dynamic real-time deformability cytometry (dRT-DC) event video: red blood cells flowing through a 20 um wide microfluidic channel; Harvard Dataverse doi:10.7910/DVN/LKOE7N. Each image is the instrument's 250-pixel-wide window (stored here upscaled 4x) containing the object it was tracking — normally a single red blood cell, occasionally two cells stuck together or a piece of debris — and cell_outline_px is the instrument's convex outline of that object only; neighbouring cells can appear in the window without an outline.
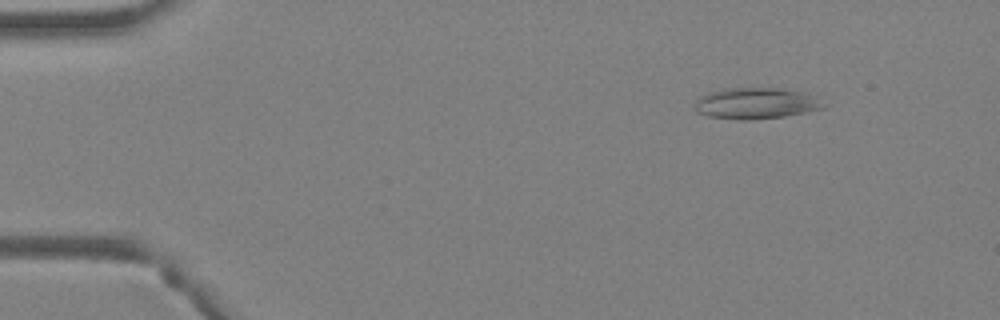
{"species": "Egyptian fruit bat (a non-hibernating species)", "species_latin": "Rousettus aegyptiacus", "temperature_condition": "warm", "stored_images_in_passage": 45, "camera_frame_rate_fps": 3000, "um_per_image_px": 0.085, "animal": {"sex": "female"}, "frame": {"image": 1, "passage_image": 5, "time_ms": 1.333, "image_size_px": [1000, 320], "cell_outline_px": [[832, 104], [824, 108], [784, 116], [752, 120], [744, 120], [708, 116], [696, 112], [696, 100], [700, 96], [708, 92], [720, 88], [776, 88], [808, 92]], "centroid_in_image_um": [64.34, 8.77], "position_along_channel_um": 20.7, "area_um2": 23.81}}
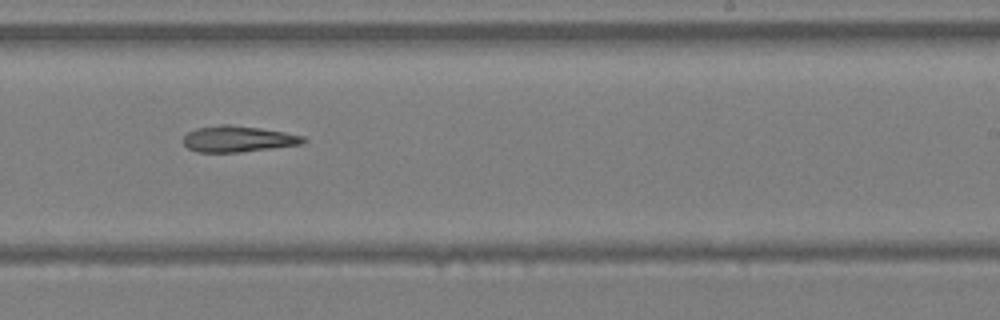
{"frame": {"image": 2, "passage_image": 28, "time_ms": 9.0, "image_size_px": [1000, 320], "cell_outline_px": [[308, 140], [300, 144], [236, 152], [196, 152], [188, 148], [184, 144], [184, 136], [188, 132], [196, 128], [220, 124], [228, 124], [260, 128], [284, 132], [304, 136]], "centroid_in_image_um": [20.2, 11.8], "position_along_channel_um": 268.8, "area_um2": 18.03}}
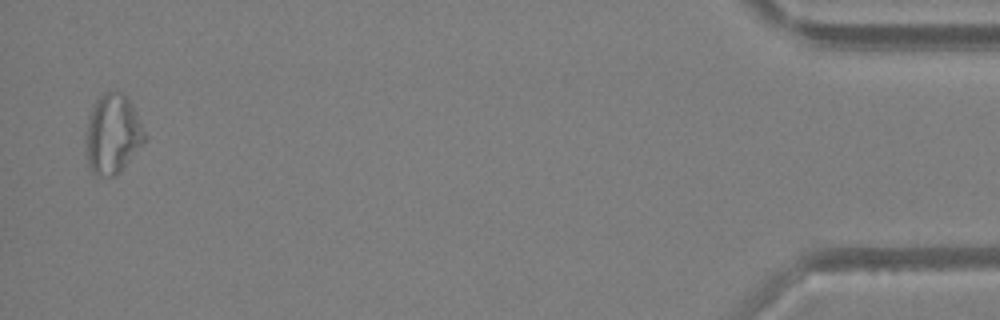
{"frame": {"image": 3, "passage_image": 44, "time_ms": 14.333, "image_size_px": [1000, 320], "cell_outline_px": [[148, 140], [120, 172], [112, 176], [96, 176], [92, 172], [88, 164], [84, 144], [84, 140], [88, 116], [96, 100], [104, 92], [112, 88], [120, 92], [128, 100], [148, 136]], "centroid_in_image_um": [9.56, 11.42], "position_along_channel_um": 425.6, "area_um2": 27.8}}